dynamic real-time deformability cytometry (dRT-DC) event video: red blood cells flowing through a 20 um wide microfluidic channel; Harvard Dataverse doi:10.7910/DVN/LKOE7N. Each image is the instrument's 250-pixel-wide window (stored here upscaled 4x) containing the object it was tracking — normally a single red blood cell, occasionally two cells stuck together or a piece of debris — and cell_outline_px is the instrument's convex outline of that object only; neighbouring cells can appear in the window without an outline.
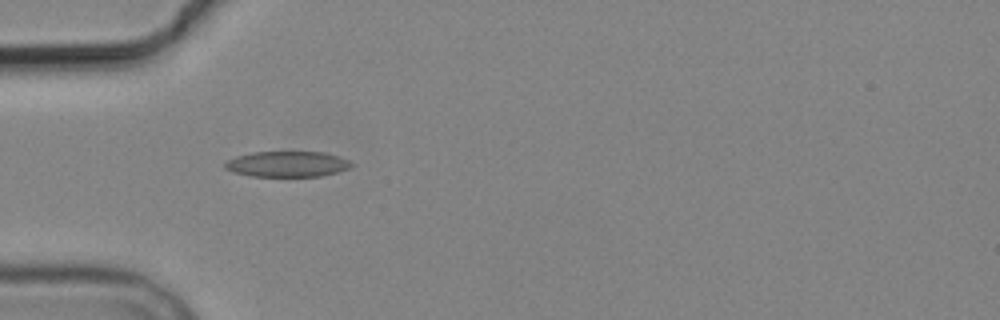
{"species": "common noctule bat (a hibernating species)", "species_latin": "Nyctalus noctula", "temperature_condition": "cold", "stored_images_in_passage": 6, "camera_frame_rate_fps": 3000, "um_per_image_px": 0.085, "animal": {"sex": "male", "body_mass_g": 19.2, "forearm_length_mm": 51.8}, "frame": {"image": 1, "passage_image": 6, "time_ms": 5.667, "image_size_px": [1000, 320], "cell_outline_px": [[352, 164], [348, 168], [336, 172], [320, 176], [252, 176], [232, 172], [224, 168], [224, 164], [228, 160], [236, 156], [252, 152], [324, 152], [340, 156], [348, 160]], "centroid_in_image_um": [24.38, 13.94], "position_along_channel_um": 60.6, "area_um2": 18.79}}